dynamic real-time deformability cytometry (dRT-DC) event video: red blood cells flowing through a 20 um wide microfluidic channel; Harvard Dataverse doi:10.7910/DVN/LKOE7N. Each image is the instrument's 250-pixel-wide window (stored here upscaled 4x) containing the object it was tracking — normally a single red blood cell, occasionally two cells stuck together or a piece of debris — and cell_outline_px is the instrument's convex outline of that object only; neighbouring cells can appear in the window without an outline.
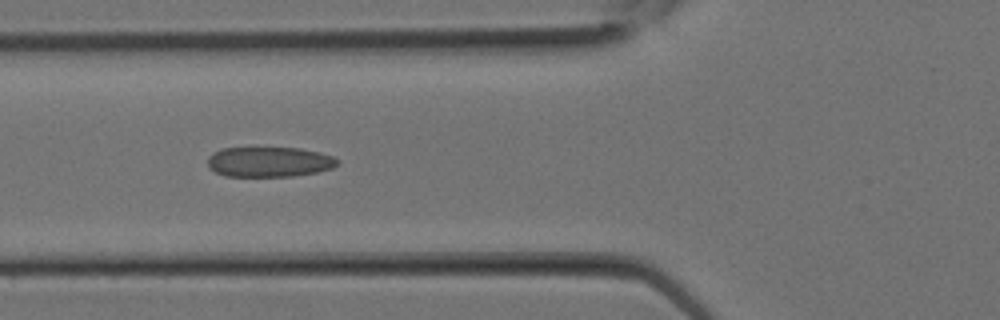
{"species": "Egyptian fruit bat (a non-hibernating species)", "species_latin": "Rousettus aegyptiacus", "temperature_condition": "room temperature", "stored_images_in_passage": 9, "camera_frame_rate_fps": 3000, "um_per_image_px": 0.085, "animal": {"sex": "female"}, "frame": {"image": 1, "passage_image": 3, "time_ms": 0.667, "image_size_px": [1000, 320], "cell_outline_px": [[340, 164], [332, 168], [316, 172], [292, 176], [224, 176], [208, 168], [208, 156], [212, 152], [220, 148], [300, 148], [320, 152], [332, 156], [340, 160]], "centroid_in_image_um": [22.88, 13.75], "position_along_channel_um": 102.9, "area_um2": 22.95}}
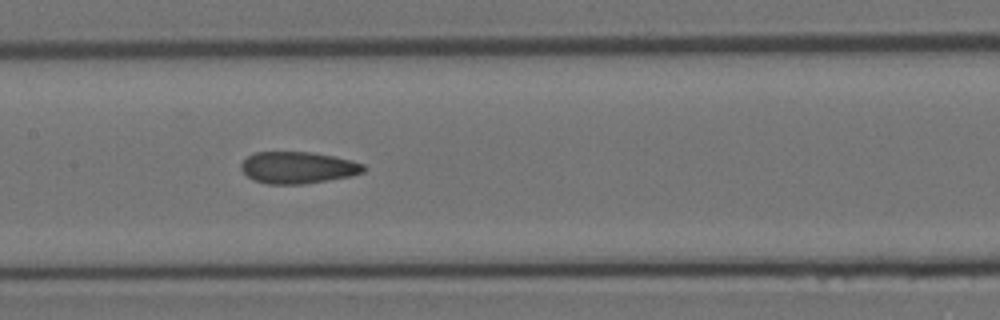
{"frame": {"image": 2, "passage_image": 6, "time_ms": 1.667, "image_size_px": [1000, 320], "cell_outline_px": [[364, 172], [348, 176], [328, 180], [304, 184], [268, 184], [252, 180], [240, 168], [240, 164], [248, 156], [256, 152], [308, 152], [332, 156], [352, 160], [364, 164]], "centroid_in_image_um": [25.29, 14.25], "position_along_channel_um": 182.1, "area_um2": 22.54}}
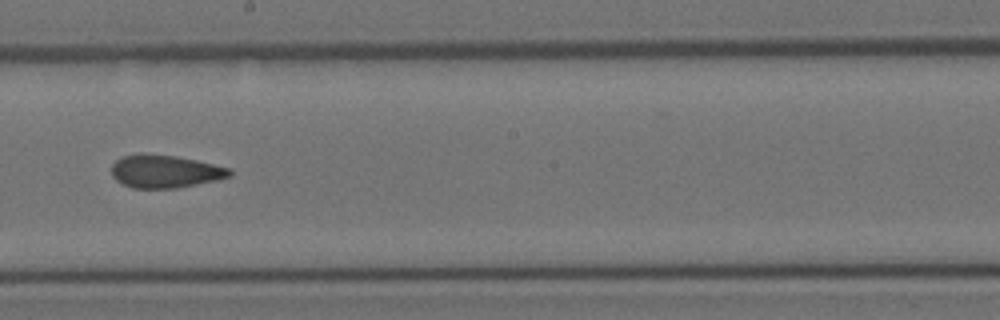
{"frame": {"image": 3, "passage_image": 8, "time_ms": 2.333, "image_size_px": [1000, 320], "cell_outline_px": [[232, 176], [216, 180], [176, 188], [132, 188], [116, 180], [112, 176], [112, 164], [116, 160], [124, 156], [140, 152], [144, 152], [176, 156], [196, 160], [232, 168]], "centroid_in_image_um": [14.03, 14.55], "position_along_channel_um": 234.2, "area_um2": 22.83}}